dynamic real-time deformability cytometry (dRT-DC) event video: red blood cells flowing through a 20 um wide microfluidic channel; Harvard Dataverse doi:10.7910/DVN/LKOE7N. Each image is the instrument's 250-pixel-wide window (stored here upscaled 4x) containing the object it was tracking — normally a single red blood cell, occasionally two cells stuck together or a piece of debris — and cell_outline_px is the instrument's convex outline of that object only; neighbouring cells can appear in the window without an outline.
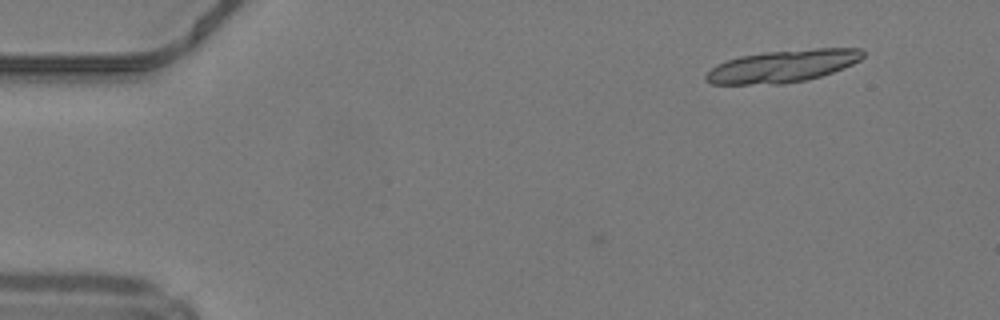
{"species": "common noctule bat (a hibernating species)", "species_latin": "Nyctalus noctula", "temperature_condition": "warm", "stored_images_in_passage": 3, "camera_frame_rate_fps": 3000, "um_per_image_px": 0.085, "animal": {"sex": "male", "body_mass_g": 19.2, "forearm_length_mm": 51.8}, "frame": {"image": 1, "passage_image": 1, "time_ms": 0.0, "image_size_px": [1000, 320], "cell_outline_px": [[864, 56], [860, 60], [852, 64], [832, 72], [820, 76], [804, 80], [780, 84], [712, 84], [704, 80], [704, 76], [716, 64], [740, 56], [764, 52], [816, 48], [860, 48], [864, 52]], "centroid_in_image_um": [66.51, 5.62], "position_along_channel_um": 18.5, "area_um2": 29.42}}